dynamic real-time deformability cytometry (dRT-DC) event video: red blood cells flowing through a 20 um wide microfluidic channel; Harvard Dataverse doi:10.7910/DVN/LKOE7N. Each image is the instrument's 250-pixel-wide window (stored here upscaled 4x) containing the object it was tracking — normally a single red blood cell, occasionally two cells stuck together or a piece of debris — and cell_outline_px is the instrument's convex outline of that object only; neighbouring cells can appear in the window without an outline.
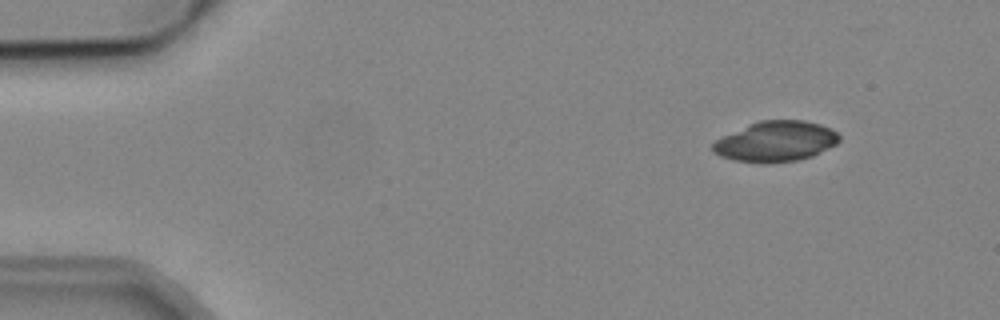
{"species": "common noctule bat (a hibernating species)", "species_latin": "Nyctalus noctula", "temperature_condition": "cold", "stored_images_in_passage": 3, "camera_frame_rate_fps": 3000, "um_per_image_px": 0.085, "animal": {"sex": "male", "body_mass_g": 19.2, "forearm_length_mm": 51.8}, "frame": {"image": 1, "passage_image": 1, "time_ms": 0.0, "image_size_px": [1000, 320], "cell_outline_px": [[840, 140], [836, 144], [812, 156], [796, 160], [768, 164], [764, 164], [732, 160], [720, 156], [712, 152], [712, 144], [716, 140], [748, 124], [760, 120], [804, 120], [820, 124], [836, 132], [840, 136]], "centroid_in_image_um": [65.92, 12.03], "position_along_channel_um": 19.1, "area_um2": 29.82}}